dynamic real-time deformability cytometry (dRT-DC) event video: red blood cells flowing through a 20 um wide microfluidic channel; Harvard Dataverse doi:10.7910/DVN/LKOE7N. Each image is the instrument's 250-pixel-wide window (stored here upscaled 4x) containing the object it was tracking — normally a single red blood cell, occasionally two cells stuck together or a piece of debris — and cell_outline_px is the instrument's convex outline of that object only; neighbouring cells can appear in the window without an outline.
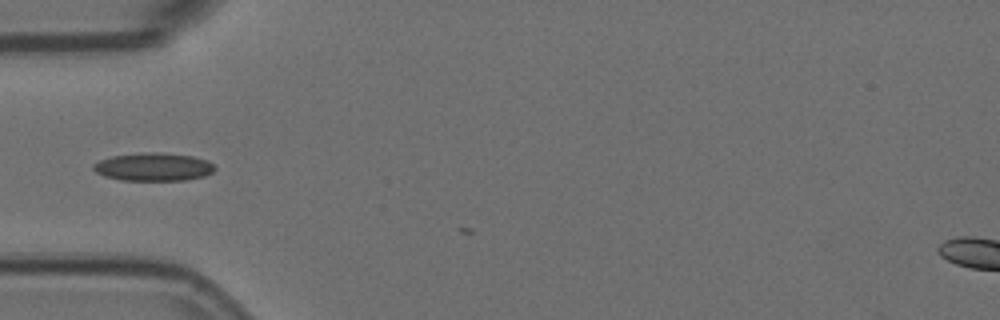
{"species": "Egyptian fruit bat (a non-hibernating species)", "species_latin": "Rousettus aegyptiacus", "temperature_condition": "room temperature", "stored_images_in_passage": 5, "camera_frame_rate_fps": 3000, "um_per_image_px": 0.085, "animal": {"sex": "female"}, "frame": {"image": 1, "passage_image": 2, "time_ms": 0.333, "image_size_px": [1000, 320], "cell_outline_px": [[216, 168], [212, 172], [204, 176], [184, 180], [120, 180], [104, 176], [96, 172], [92, 168], [92, 164], [100, 160], [112, 156], [140, 152], [160, 152], [192, 156], [208, 160]], "centroid_in_image_um": [13.02, 14.18], "position_along_channel_um": 72.0, "area_um2": 19.94}}